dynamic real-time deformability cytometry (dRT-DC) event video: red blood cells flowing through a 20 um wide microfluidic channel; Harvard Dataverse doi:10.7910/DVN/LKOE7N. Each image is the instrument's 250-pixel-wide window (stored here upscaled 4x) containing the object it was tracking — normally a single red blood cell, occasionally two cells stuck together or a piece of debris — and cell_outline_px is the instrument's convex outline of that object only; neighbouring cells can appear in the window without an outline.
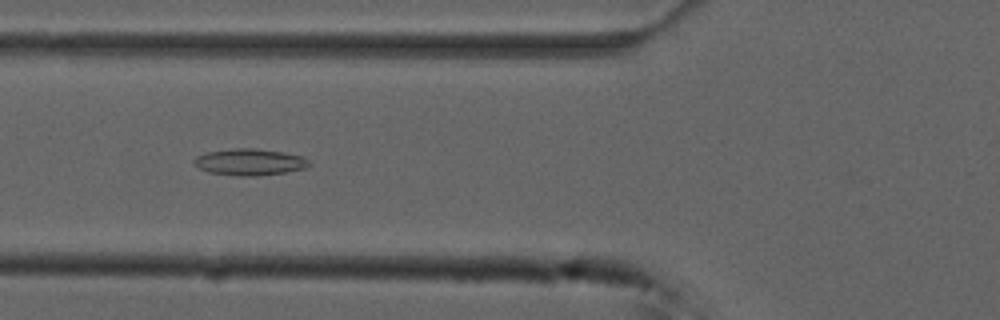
{"species": "common noctule bat (a hibernating species)", "species_latin": "Nyctalus noctula", "temperature_condition": "cold", "stored_images_in_passage": 35, "camera_frame_rate_fps": 3000, "um_per_image_px": 0.085, "animal": {"sex": "male", "forearm_length_mm": 52.5}, "frame": {"image": 1, "passage_image": 4, "time_ms": 1.0, "image_size_px": [1000, 320], "cell_outline_px": [[312, 164], [304, 168], [284, 172], [256, 176], [236, 176], [208, 172], [200, 168], [192, 160], [196, 156], [208, 152], [232, 148], [256, 148], [284, 152], [304, 156]], "centroid_in_image_um": [21.23, 13.76], "position_along_channel_um": 104.6, "area_um2": 17.86}}
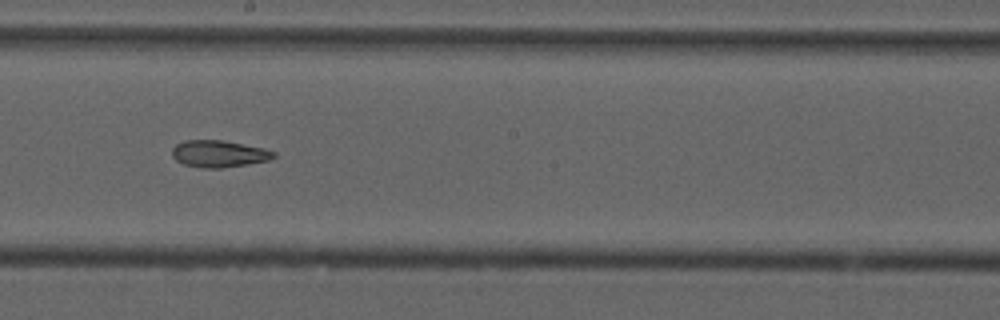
{"frame": {"image": 2, "passage_image": 14, "time_ms": 4.333, "image_size_px": [1000, 320], "cell_outline_px": [[276, 156], [268, 160], [248, 164], [220, 168], [200, 168], [184, 164], [176, 160], [172, 156], [172, 148], [176, 144], [184, 140], [220, 140], [264, 148], [276, 152]], "centroid_in_image_um": [18.59, 13.07], "position_along_channel_um": 229.6, "area_um2": 15.9}}
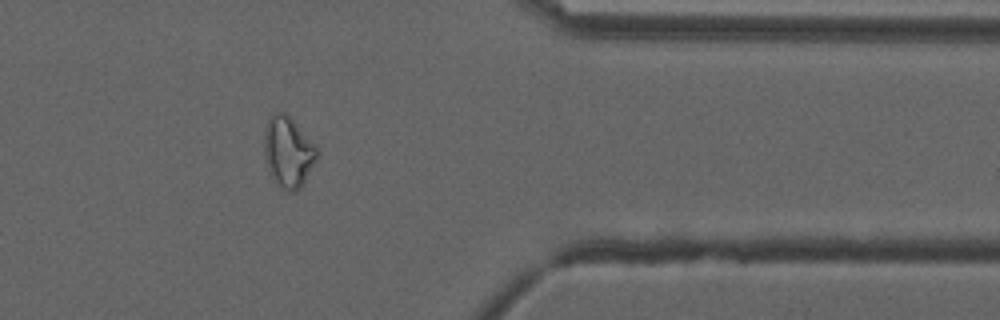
{"frame": {"image": 3, "passage_image": 28, "time_ms": 9.0, "image_size_px": [1000, 320], "cell_outline_px": [[316, 160], [300, 188], [292, 192], [288, 192], [268, 172], [264, 156], [264, 128], [268, 116], [276, 112], [284, 112], [316, 144]], "centroid_in_image_um": [24.46, 12.88], "position_along_channel_um": 386.9, "area_um2": 21.5}}